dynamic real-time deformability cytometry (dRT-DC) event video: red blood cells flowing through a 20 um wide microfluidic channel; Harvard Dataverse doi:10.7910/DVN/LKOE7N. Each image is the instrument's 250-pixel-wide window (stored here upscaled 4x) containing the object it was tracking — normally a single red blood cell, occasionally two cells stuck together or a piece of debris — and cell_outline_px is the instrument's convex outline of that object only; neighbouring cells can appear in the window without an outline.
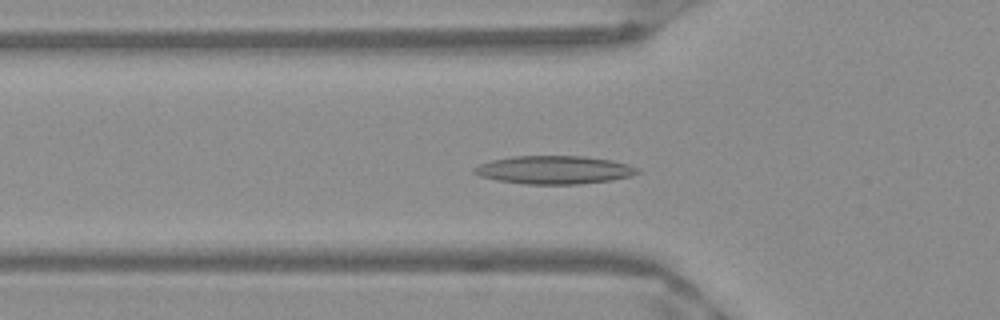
{"species": "Egyptian fruit bat (a non-hibernating species)", "species_latin": "Rousettus aegyptiacus", "temperature_condition": "warm", "stored_images_in_passage": 41, "camera_frame_rate_fps": 3000, "um_per_image_px": 0.085, "frame": {"image": 1, "passage_image": 10, "time_ms": 3.0, "image_size_px": [1000, 320], "cell_outline_px": [[640, 172], [632, 176], [612, 180], [580, 184], [524, 184], [496, 180], [480, 176], [472, 172], [472, 168], [480, 164], [492, 160], [512, 156], [584, 156], [612, 160], [628, 164], [640, 168]], "centroid_in_image_um": [47.12, 14.44], "position_along_channel_um": 78.7, "area_um2": 27.05}}
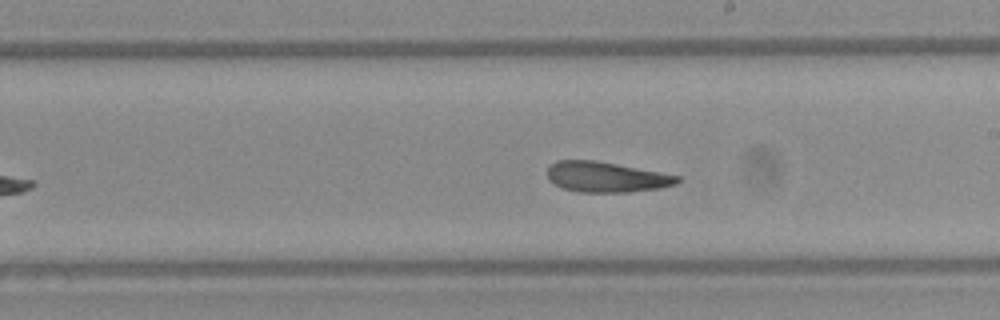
{"frame": {"image": 2, "passage_image": 22, "time_ms": 7.0, "image_size_px": [1000, 320], "cell_outline_px": [[680, 180], [676, 184], [660, 188], [628, 192], [580, 192], [564, 188], [548, 180], [548, 164], [556, 160], [596, 160], [680, 176]], "centroid_in_image_um": [51.51, 15.04], "position_along_channel_um": 237.5, "area_um2": 22.95}}
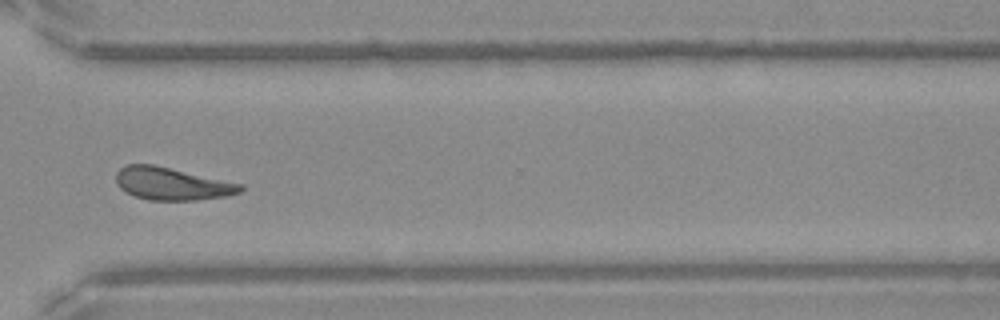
{"frame": {"image": 3, "passage_image": 31, "time_ms": 10.0, "image_size_px": [1000, 320], "cell_outline_px": [[244, 188], [240, 192], [224, 196], [196, 200], [148, 200], [136, 196], [120, 188], [116, 184], [116, 172], [120, 168], [128, 164], [152, 164], [244, 184]], "centroid_in_image_um": [14.61, 15.61], "position_along_channel_um": 356.0, "area_um2": 23.47}, "authors_computed_cell_mechanics": {"area_um2": 23.3512, "velocity_mm_per_s": 3.943, "shape_relaxation_time_tau1_ms": null, "shape_relaxation_time_tau2_ms": 4.413, "deformation_change_tau1": null, "deformation_change_tau2": 0.1398}}